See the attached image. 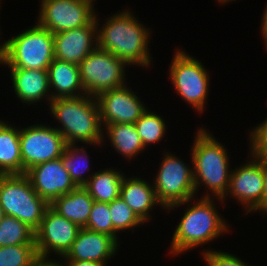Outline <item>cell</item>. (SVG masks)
<instances>
[{
	"mask_svg": "<svg viewBox=\"0 0 267 266\" xmlns=\"http://www.w3.org/2000/svg\"><path fill=\"white\" fill-rule=\"evenodd\" d=\"M80 227L62 217L51 206L45 211L39 227L35 230L38 257L48 258L49 253L64 257L75 241Z\"/></svg>",
	"mask_w": 267,
	"mask_h": 266,
	"instance_id": "12",
	"label": "cell"
},
{
	"mask_svg": "<svg viewBox=\"0 0 267 266\" xmlns=\"http://www.w3.org/2000/svg\"><path fill=\"white\" fill-rule=\"evenodd\" d=\"M197 200L191 207L185 208L184 216L174 230L170 251L175 256L200 245L204 246L229 231V224L217 212L211 197Z\"/></svg>",
	"mask_w": 267,
	"mask_h": 266,
	"instance_id": "4",
	"label": "cell"
},
{
	"mask_svg": "<svg viewBox=\"0 0 267 266\" xmlns=\"http://www.w3.org/2000/svg\"><path fill=\"white\" fill-rule=\"evenodd\" d=\"M0 205L5 215L17 218L34 231L39 227L50 204L33 189L25 174L0 177Z\"/></svg>",
	"mask_w": 267,
	"mask_h": 266,
	"instance_id": "6",
	"label": "cell"
},
{
	"mask_svg": "<svg viewBox=\"0 0 267 266\" xmlns=\"http://www.w3.org/2000/svg\"><path fill=\"white\" fill-rule=\"evenodd\" d=\"M52 99L85 95L80 79L79 65L54 59L48 67ZM55 90V92H54Z\"/></svg>",
	"mask_w": 267,
	"mask_h": 266,
	"instance_id": "20",
	"label": "cell"
},
{
	"mask_svg": "<svg viewBox=\"0 0 267 266\" xmlns=\"http://www.w3.org/2000/svg\"><path fill=\"white\" fill-rule=\"evenodd\" d=\"M261 164L264 175V213L267 215V156H254Z\"/></svg>",
	"mask_w": 267,
	"mask_h": 266,
	"instance_id": "33",
	"label": "cell"
},
{
	"mask_svg": "<svg viewBox=\"0 0 267 266\" xmlns=\"http://www.w3.org/2000/svg\"><path fill=\"white\" fill-rule=\"evenodd\" d=\"M25 175L35 192L49 204L77 187L64 169L61 157L33 166Z\"/></svg>",
	"mask_w": 267,
	"mask_h": 266,
	"instance_id": "15",
	"label": "cell"
},
{
	"mask_svg": "<svg viewBox=\"0 0 267 266\" xmlns=\"http://www.w3.org/2000/svg\"><path fill=\"white\" fill-rule=\"evenodd\" d=\"M85 229L113 237L109 203L94 201Z\"/></svg>",
	"mask_w": 267,
	"mask_h": 266,
	"instance_id": "30",
	"label": "cell"
},
{
	"mask_svg": "<svg viewBox=\"0 0 267 266\" xmlns=\"http://www.w3.org/2000/svg\"><path fill=\"white\" fill-rule=\"evenodd\" d=\"M94 199L84 186H77L68 194L56 198L50 206L62 217L80 228H85L90 216Z\"/></svg>",
	"mask_w": 267,
	"mask_h": 266,
	"instance_id": "21",
	"label": "cell"
},
{
	"mask_svg": "<svg viewBox=\"0 0 267 266\" xmlns=\"http://www.w3.org/2000/svg\"><path fill=\"white\" fill-rule=\"evenodd\" d=\"M232 1H235V0H217V2H219V4H227L228 2H232Z\"/></svg>",
	"mask_w": 267,
	"mask_h": 266,
	"instance_id": "38",
	"label": "cell"
},
{
	"mask_svg": "<svg viewBox=\"0 0 267 266\" xmlns=\"http://www.w3.org/2000/svg\"><path fill=\"white\" fill-rule=\"evenodd\" d=\"M251 157L243 166L231 171L228 190L221 200L223 202L225 197L232 196L242 203L247 214L254 211L264 213L263 170L260 162L253 155Z\"/></svg>",
	"mask_w": 267,
	"mask_h": 266,
	"instance_id": "13",
	"label": "cell"
},
{
	"mask_svg": "<svg viewBox=\"0 0 267 266\" xmlns=\"http://www.w3.org/2000/svg\"><path fill=\"white\" fill-rule=\"evenodd\" d=\"M123 60L98 46L80 62V79L85 93L91 97L126 85Z\"/></svg>",
	"mask_w": 267,
	"mask_h": 266,
	"instance_id": "9",
	"label": "cell"
},
{
	"mask_svg": "<svg viewBox=\"0 0 267 266\" xmlns=\"http://www.w3.org/2000/svg\"><path fill=\"white\" fill-rule=\"evenodd\" d=\"M261 35L264 38V44H266V48H267V6L264 9V13H263V18H262V23H261Z\"/></svg>",
	"mask_w": 267,
	"mask_h": 266,
	"instance_id": "36",
	"label": "cell"
},
{
	"mask_svg": "<svg viewBox=\"0 0 267 266\" xmlns=\"http://www.w3.org/2000/svg\"><path fill=\"white\" fill-rule=\"evenodd\" d=\"M104 136L108 135L105 138L110 139L111 146L128 160H132L133 157H136L137 154H140L144 148L142 140L138 135L135 124H123V123H114L109 124L104 127Z\"/></svg>",
	"mask_w": 267,
	"mask_h": 266,
	"instance_id": "24",
	"label": "cell"
},
{
	"mask_svg": "<svg viewBox=\"0 0 267 266\" xmlns=\"http://www.w3.org/2000/svg\"><path fill=\"white\" fill-rule=\"evenodd\" d=\"M134 124L145 149L152 143L162 140L166 133V123L163 118L151 110L149 112L148 109Z\"/></svg>",
	"mask_w": 267,
	"mask_h": 266,
	"instance_id": "27",
	"label": "cell"
},
{
	"mask_svg": "<svg viewBox=\"0 0 267 266\" xmlns=\"http://www.w3.org/2000/svg\"><path fill=\"white\" fill-rule=\"evenodd\" d=\"M37 24L56 34L86 26L94 17L91 0H41Z\"/></svg>",
	"mask_w": 267,
	"mask_h": 266,
	"instance_id": "11",
	"label": "cell"
},
{
	"mask_svg": "<svg viewBox=\"0 0 267 266\" xmlns=\"http://www.w3.org/2000/svg\"><path fill=\"white\" fill-rule=\"evenodd\" d=\"M50 111L62 124L56 129L62 134L67 144L77 142L87 145L104 143V128L100 120L99 106L96 97L87 94L77 97L52 99Z\"/></svg>",
	"mask_w": 267,
	"mask_h": 266,
	"instance_id": "2",
	"label": "cell"
},
{
	"mask_svg": "<svg viewBox=\"0 0 267 266\" xmlns=\"http://www.w3.org/2000/svg\"><path fill=\"white\" fill-rule=\"evenodd\" d=\"M57 260H53V259H51L50 260V258H38L34 263H33V265L32 266H64L63 265V262L61 263V260H60V263H59V261H57Z\"/></svg>",
	"mask_w": 267,
	"mask_h": 266,
	"instance_id": "34",
	"label": "cell"
},
{
	"mask_svg": "<svg viewBox=\"0 0 267 266\" xmlns=\"http://www.w3.org/2000/svg\"><path fill=\"white\" fill-rule=\"evenodd\" d=\"M197 131L190 153L195 191L197 193L198 188L205 185L212 194L206 192L203 197L213 195L222 203L221 199L228 190L231 174L227 149L208 132L209 130L200 128Z\"/></svg>",
	"mask_w": 267,
	"mask_h": 266,
	"instance_id": "3",
	"label": "cell"
},
{
	"mask_svg": "<svg viewBox=\"0 0 267 266\" xmlns=\"http://www.w3.org/2000/svg\"><path fill=\"white\" fill-rule=\"evenodd\" d=\"M119 197L144 223L151 219L149 213L155 205L163 207L156 197L153 184L142 178H126L124 175Z\"/></svg>",
	"mask_w": 267,
	"mask_h": 266,
	"instance_id": "19",
	"label": "cell"
},
{
	"mask_svg": "<svg viewBox=\"0 0 267 266\" xmlns=\"http://www.w3.org/2000/svg\"><path fill=\"white\" fill-rule=\"evenodd\" d=\"M126 86L105 91L96 97L102 127L114 123L134 124L147 110L140 97Z\"/></svg>",
	"mask_w": 267,
	"mask_h": 266,
	"instance_id": "14",
	"label": "cell"
},
{
	"mask_svg": "<svg viewBox=\"0 0 267 266\" xmlns=\"http://www.w3.org/2000/svg\"><path fill=\"white\" fill-rule=\"evenodd\" d=\"M250 155L267 156V118L250 131Z\"/></svg>",
	"mask_w": 267,
	"mask_h": 266,
	"instance_id": "31",
	"label": "cell"
},
{
	"mask_svg": "<svg viewBox=\"0 0 267 266\" xmlns=\"http://www.w3.org/2000/svg\"><path fill=\"white\" fill-rule=\"evenodd\" d=\"M85 150V147L77 146V144H67L61 156L64 169L69 172L77 186H84L92 176L87 174V178L83 174L90 170L89 156Z\"/></svg>",
	"mask_w": 267,
	"mask_h": 266,
	"instance_id": "25",
	"label": "cell"
},
{
	"mask_svg": "<svg viewBox=\"0 0 267 266\" xmlns=\"http://www.w3.org/2000/svg\"><path fill=\"white\" fill-rule=\"evenodd\" d=\"M98 21L95 14L86 26L53 34L54 57L79 65L98 46Z\"/></svg>",
	"mask_w": 267,
	"mask_h": 266,
	"instance_id": "16",
	"label": "cell"
},
{
	"mask_svg": "<svg viewBox=\"0 0 267 266\" xmlns=\"http://www.w3.org/2000/svg\"><path fill=\"white\" fill-rule=\"evenodd\" d=\"M2 43L0 64L9 68L48 70L54 57L53 34L35 23Z\"/></svg>",
	"mask_w": 267,
	"mask_h": 266,
	"instance_id": "5",
	"label": "cell"
},
{
	"mask_svg": "<svg viewBox=\"0 0 267 266\" xmlns=\"http://www.w3.org/2000/svg\"><path fill=\"white\" fill-rule=\"evenodd\" d=\"M8 123L0 120V172L3 175L22 174L20 127L17 129Z\"/></svg>",
	"mask_w": 267,
	"mask_h": 266,
	"instance_id": "22",
	"label": "cell"
},
{
	"mask_svg": "<svg viewBox=\"0 0 267 266\" xmlns=\"http://www.w3.org/2000/svg\"><path fill=\"white\" fill-rule=\"evenodd\" d=\"M162 159L153 187L163 209L171 211L182 204L192 203L196 191L191 166L168 152Z\"/></svg>",
	"mask_w": 267,
	"mask_h": 266,
	"instance_id": "7",
	"label": "cell"
},
{
	"mask_svg": "<svg viewBox=\"0 0 267 266\" xmlns=\"http://www.w3.org/2000/svg\"><path fill=\"white\" fill-rule=\"evenodd\" d=\"M5 217V213L4 210L2 209L1 205H0V222L2 221V219Z\"/></svg>",
	"mask_w": 267,
	"mask_h": 266,
	"instance_id": "37",
	"label": "cell"
},
{
	"mask_svg": "<svg viewBox=\"0 0 267 266\" xmlns=\"http://www.w3.org/2000/svg\"><path fill=\"white\" fill-rule=\"evenodd\" d=\"M106 19L102 28L97 27L98 47L129 66L135 64L148 67L152 61L149 54V29L127 9Z\"/></svg>",
	"mask_w": 267,
	"mask_h": 266,
	"instance_id": "1",
	"label": "cell"
},
{
	"mask_svg": "<svg viewBox=\"0 0 267 266\" xmlns=\"http://www.w3.org/2000/svg\"><path fill=\"white\" fill-rule=\"evenodd\" d=\"M111 219L113 225V238L118 241V232L126 229H133L144 222L134 213V211L120 198L109 202Z\"/></svg>",
	"mask_w": 267,
	"mask_h": 266,
	"instance_id": "28",
	"label": "cell"
},
{
	"mask_svg": "<svg viewBox=\"0 0 267 266\" xmlns=\"http://www.w3.org/2000/svg\"><path fill=\"white\" fill-rule=\"evenodd\" d=\"M64 266H106V264L95 263L91 261L65 260Z\"/></svg>",
	"mask_w": 267,
	"mask_h": 266,
	"instance_id": "35",
	"label": "cell"
},
{
	"mask_svg": "<svg viewBox=\"0 0 267 266\" xmlns=\"http://www.w3.org/2000/svg\"><path fill=\"white\" fill-rule=\"evenodd\" d=\"M169 68V76L178 95L202 113L210 86L207 69L199 60L181 49L176 51Z\"/></svg>",
	"mask_w": 267,
	"mask_h": 266,
	"instance_id": "8",
	"label": "cell"
},
{
	"mask_svg": "<svg viewBox=\"0 0 267 266\" xmlns=\"http://www.w3.org/2000/svg\"><path fill=\"white\" fill-rule=\"evenodd\" d=\"M38 258L36 245L0 247V266H32Z\"/></svg>",
	"mask_w": 267,
	"mask_h": 266,
	"instance_id": "29",
	"label": "cell"
},
{
	"mask_svg": "<svg viewBox=\"0 0 267 266\" xmlns=\"http://www.w3.org/2000/svg\"><path fill=\"white\" fill-rule=\"evenodd\" d=\"M9 72L16 97L22 103L35 105L38 101L44 100V97L51 102L48 70L10 68Z\"/></svg>",
	"mask_w": 267,
	"mask_h": 266,
	"instance_id": "18",
	"label": "cell"
},
{
	"mask_svg": "<svg viewBox=\"0 0 267 266\" xmlns=\"http://www.w3.org/2000/svg\"><path fill=\"white\" fill-rule=\"evenodd\" d=\"M35 245V231L15 217L5 215L0 222V247Z\"/></svg>",
	"mask_w": 267,
	"mask_h": 266,
	"instance_id": "26",
	"label": "cell"
},
{
	"mask_svg": "<svg viewBox=\"0 0 267 266\" xmlns=\"http://www.w3.org/2000/svg\"><path fill=\"white\" fill-rule=\"evenodd\" d=\"M19 141L22 174L33 166L60 158L67 145L56 126L42 123L20 129Z\"/></svg>",
	"mask_w": 267,
	"mask_h": 266,
	"instance_id": "10",
	"label": "cell"
},
{
	"mask_svg": "<svg viewBox=\"0 0 267 266\" xmlns=\"http://www.w3.org/2000/svg\"><path fill=\"white\" fill-rule=\"evenodd\" d=\"M204 254V255H203ZM203 258L207 266H249L245 264L239 257L229 254L228 252L203 250Z\"/></svg>",
	"mask_w": 267,
	"mask_h": 266,
	"instance_id": "32",
	"label": "cell"
},
{
	"mask_svg": "<svg viewBox=\"0 0 267 266\" xmlns=\"http://www.w3.org/2000/svg\"><path fill=\"white\" fill-rule=\"evenodd\" d=\"M124 175L119 170L104 168L94 172L84 187L94 201L109 203L119 197Z\"/></svg>",
	"mask_w": 267,
	"mask_h": 266,
	"instance_id": "23",
	"label": "cell"
},
{
	"mask_svg": "<svg viewBox=\"0 0 267 266\" xmlns=\"http://www.w3.org/2000/svg\"><path fill=\"white\" fill-rule=\"evenodd\" d=\"M119 243L111 236L81 228L70 250L62 259L91 261L106 264L118 249Z\"/></svg>",
	"mask_w": 267,
	"mask_h": 266,
	"instance_id": "17",
	"label": "cell"
}]
</instances>
